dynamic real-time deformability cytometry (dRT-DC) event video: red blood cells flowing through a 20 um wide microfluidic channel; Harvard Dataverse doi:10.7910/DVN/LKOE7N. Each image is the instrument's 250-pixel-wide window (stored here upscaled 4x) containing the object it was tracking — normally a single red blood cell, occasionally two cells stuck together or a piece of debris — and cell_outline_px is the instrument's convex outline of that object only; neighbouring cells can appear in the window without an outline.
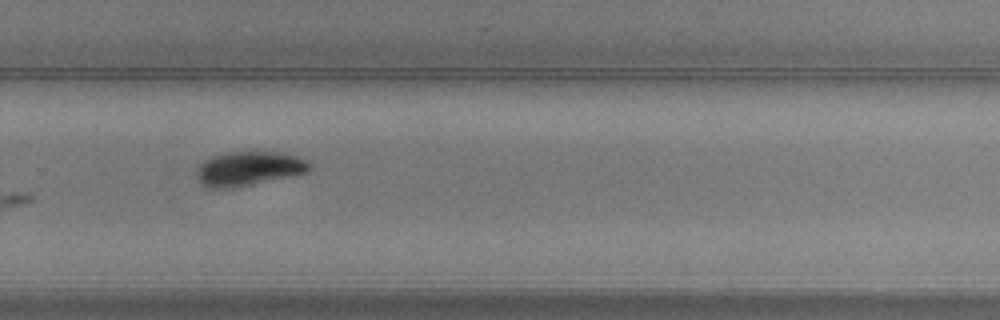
{"species": "common noctule bat (a hibernating species)", "species_latin": "Nyctalus noctula", "temperature_condition": "warm", "stored_images_in_passage": 10, "camera_frame_rate_fps": 3000, "um_per_image_px": 0.085, "animal": {"sex": "male", "body_mass_g": 20.5, "forearm_length_mm": 52.5}, "frame": {"image": 1, "passage_image": 10, "time_ms": 3.0, "image_size_px": [1000, 320], "cell_outline_px": [[312, 168], [308, 172], [292, 176], [252, 184], [228, 188], [208, 188], [200, 180], [200, 164], [204, 160], [212, 156], [228, 152], [284, 152], [296, 156], [312, 164]], "centroid_in_image_um": [21.23, 14.32], "position_along_channel_um": 308.6, "area_um2": 22.14}}